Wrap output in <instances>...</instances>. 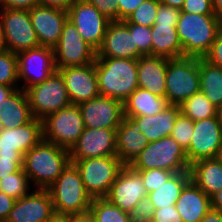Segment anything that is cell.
<instances>
[{
  "label": "cell",
  "mask_w": 222,
  "mask_h": 222,
  "mask_svg": "<svg viewBox=\"0 0 222 222\" xmlns=\"http://www.w3.org/2000/svg\"><path fill=\"white\" fill-rule=\"evenodd\" d=\"M70 163L69 150L42 139L23 156V169L36 189L49 188Z\"/></svg>",
  "instance_id": "1"
},
{
  "label": "cell",
  "mask_w": 222,
  "mask_h": 222,
  "mask_svg": "<svg viewBox=\"0 0 222 222\" xmlns=\"http://www.w3.org/2000/svg\"><path fill=\"white\" fill-rule=\"evenodd\" d=\"M94 64L100 95L123 103L138 88L136 59L96 58Z\"/></svg>",
  "instance_id": "2"
},
{
  "label": "cell",
  "mask_w": 222,
  "mask_h": 222,
  "mask_svg": "<svg viewBox=\"0 0 222 222\" xmlns=\"http://www.w3.org/2000/svg\"><path fill=\"white\" fill-rule=\"evenodd\" d=\"M47 190L56 216L77 215L90 210L92 197L87 193L77 167L71 162Z\"/></svg>",
  "instance_id": "3"
},
{
  "label": "cell",
  "mask_w": 222,
  "mask_h": 222,
  "mask_svg": "<svg viewBox=\"0 0 222 222\" xmlns=\"http://www.w3.org/2000/svg\"><path fill=\"white\" fill-rule=\"evenodd\" d=\"M176 29L183 57L203 58L219 32L218 16L181 12Z\"/></svg>",
  "instance_id": "4"
},
{
  "label": "cell",
  "mask_w": 222,
  "mask_h": 222,
  "mask_svg": "<svg viewBox=\"0 0 222 222\" xmlns=\"http://www.w3.org/2000/svg\"><path fill=\"white\" fill-rule=\"evenodd\" d=\"M129 166L134 170L157 168L174 173L190 171L185 149L171 136L150 142Z\"/></svg>",
  "instance_id": "5"
},
{
  "label": "cell",
  "mask_w": 222,
  "mask_h": 222,
  "mask_svg": "<svg viewBox=\"0 0 222 222\" xmlns=\"http://www.w3.org/2000/svg\"><path fill=\"white\" fill-rule=\"evenodd\" d=\"M165 98L169 105H180L200 91L199 58L169 59L166 69Z\"/></svg>",
  "instance_id": "6"
},
{
  "label": "cell",
  "mask_w": 222,
  "mask_h": 222,
  "mask_svg": "<svg viewBox=\"0 0 222 222\" xmlns=\"http://www.w3.org/2000/svg\"><path fill=\"white\" fill-rule=\"evenodd\" d=\"M70 162L77 167L85 189L92 199L105 198L125 166L117 155L70 160Z\"/></svg>",
  "instance_id": "7"
},
{
  "label": "cell",
  "mask_w": 222,
  "mask_h": 222,
  "mask_svg": "<svg viewBox=\"0 0 222 222\" xmlns=\"http://www.w3.org/2000/svg\"><path fill=\"white\" fill-rule=\"evenodd\" d=\"M85 129L78 105L53 112L42 120L43 139L70 150Z\"/></svg>",
  "instance_id": "8"
},
{
  "label": "cell",
  "mask_w": 222,
  "mask_h": 222,
  "mask_svg": "<svg viewBox=\"0 0 222 222\" xmlns=\"http://www.w3.org/2000/svg\"><path fill=\"white\" fill-rule=\"evenodd\" d=\"M26 93L33 117L40 120L71 104L64 78L58 70L42 83L29 87Z\"/></svg>",
  "instance_id": "9"
},
{
  "label": "cell",
  "mask_w": 222,
  "mask_h": 222,
  "mask_svg": "<svg viewBox=\"0 0 222 222\" xmlns=\"http://www.w3.org/2000/svg\"><path fill=\"white\" fill-rule=\"evenodd\" d=\"M0 12L7 50L18 54L40 46L29 10L0 8Z\"/></svg>",
  "instance_id": "10"
},
{
  "label": "cell",
  "mask_w": 222,
  "mask_h": 222,
  "mask_svg": "<svg viewBox=\"0 0 222 222\" xmlns=\"http://www.w3.org/2000/svg\"><path fill=\"white\" fill-rule=\"evenodd\" d=\"M53 49L57 69L92 64L97 57V51L81 37L77 27L69 19Z\"/></svg>",
  "instance_id": "11"
},
{
  "label": "cell",
  "mask_w": 222,
  "mask_h": 222,
  "mask_svg": "<svg viewBox=\"0 0 222 222\" xmlns=\"http://www.w3.org/2000/svg\"><path fill=\"white\" fill-rule=\"evenodd\" d=\"M188 162L221 157L222 126L218 115L194 122L191 143L185 150Z\"/></svg>",
  "instance_id": "12"
},
{
  "label": "cell",
  "mask_w": 222,
  "mask_h": 222,
  "mask_svg": "<svg viewBox=\"0 0 222 222\" xmlns=\"http://www.w3.org/2000/svg\"><path fill=\"white\" fill-rule=\"evenodd\" d=\"M19 82L22 79L24 85L20 89L27 90L29 87L42 83L56 70L54 49L38 46L17 54Z\"/></svg>",
  "instance_id": "13"
},
{
  "label": "cell",
  "mask_w": 222,
  "mask_h": 222,
  "mask_svg": "<svg viewBox=\"0 0 222 222\" xmlns=\"http://www.w3.org/2000/svg\"><path fill=\"white\" fill-rule=\"evenodd\" d=\"M67 12L68 19L77 27L81 37L97 51L110 20L86 0H75Z\"/></svg>",
  "instance_id": "14"
},
{
  "label": "cell",
  "mask_w": 222,
  "mask_h": 222,
  "mask_svg": "<svg viewBox=\"0 0 222 222\" xmlns=\"http://www.w3.org/2000/svg\"><path fill=\"white\" fill-rule=\"evenodd\" d=\"M78 106L85 128L117 129L123 120V103L117 99L98 95Z\"/></svg>",
  "instance_id": "15"
},
{
  "label": "cell",
  "mask_w": 222,
  "mask_h": 222,
  "mask_svg": "<svg viewBox=\"0 0 222 222\" xmlns=\"http://www.w3.org/2000/svg\"><path fill=\"white\" fill-rule=\"evenodd\" d=\"M145 197H148V192L141 174L129 165H125L105 198L122 211L129 213Z\"/></svg>",
  "instance_id": "16"
},
{
  "label": "cell",
  "mask_w": 222,
  "mask_h": 222,
  "mask_svg": "<svg viewBox=\"0 0 222 222\" xmlns=\"http://www.w3.org/2000/svg\"><path fill=\"white\" fill-rule=\"evenodd\" d=\"M117 129L85 128L69 150L70 160L117 155Z\"/></svg>",
  "instance_id": "17"
},
{
  "label": "cell",
  "mask_w": 222,
  "mask_h": 222,
  "mask_svg": "<svg viewBox=\"0 0 222 222\" xmlns=\"http://www.w3.org/2000/svg\"><path fill=\"white\" fill-rule=\"evenodd\" d=\"M33 190L15 200L6 222H50L56 216L49 191Z\"/></svg>",
  "instance_id": "18"
},
{
  "label": "cell",
  "mask_w": 222,
  "mask_h": 222,
  "mask_svg": "<svg viewBox=\"0 0 222 222\" xmlns=\"http://www.w3.org/2000/svg\"><path fill=\"white\" fill-rule=\"evenodd\" d=\"M57 70L64 78L71 104L79 105L100 95L94 63Z\"/></svg>",
  "instance_id": "19"
},
{
  "label": "cell",
  "mask_w": 222,
  "mask_h": 222,
  "mask_svg": "<svg viewBox=\"0 0 222 222\" xmlns=\"http://www.w3.org/2000/svg\"><path fill=\"white\" fill-rule=\"evenodd\" d=\"M43 139L42 120L33 118L25 125L0 129V155L24 156Z\"/></svg>",
  "instance_id": "20"
},
{
  "label": "cell",
  "mask_w": 222,
  "mask_h": 222,
  "mask_svg": "<svg viewBox=\"0 0 222 222\" xmlns=\"http://www.w3.org/2000/svg\"><path fill=\"white\" fill-rule=\"evenodd\" d=\"M38 42L41 46L54 48L60 39L68 12L62 9L34 6L29 10Z\"/></svg>",
  "instance_id": "21"
},
{
  "label": "cell",
  "mask_w": 222,
  "mask_h": 222,
  "mask_svg": "<svg viewBox=\"0 0 222 222\" xmlns=\"http://www.w3.org/2000/svg\"><path fill=\"white\" fill-rule=\"evenodd\" d=\"M143 54L134 46L133 34L122 21L108 23L102 45L97 50L96 58L138 59Z\"/></svg>",
  "instance_id": "22"
},
{
  "label": "cell",
  "mask_w": 222,
  "mask_h": 222,
  "mask_svg": "<svg viewBox=\"0 0 222 222\" xmlns=\"http://www.w3.org/2000/svg\"><path fill=\"white\" fill-rule=\"evenodd\" d=\"M168 58L143 55L137 59L138 88L165 97Z\"/></svg>",
  "instance_id": "23"
},
{
  "label": "cell",
  "mask_w": 222,
  "mask_h": 222,
  "mask_svg": "<svg viewBox=\"0 0 222 222\" xmlns=\"http://www.w3.org/2000/svg\"><path fill=\"white\" fill-rule=\"evenodd\" d=\"M116 141L117 157L124 165H130L150 143L140 131L138 124L126 115L117 128Z\"/></svg>",
  "instance_id": "24"
},
{
  "label": "cell",
  "mask_w": 222,
  "mask_h": 222,
  "mask_svg": "<svg viewBox=\"0 0 222 222\" xmlns=\"http://www.w3.org/2000/svg\"><path fill=\"white\" fill-rule=\"evenodd\" d=\"M175 207L183 222H200L211 209V200L190 180L182 189Z\"/></svg>",
  "instance_id": "25"
},
{
  "label": "cell",
  "mask_w": 222,
  "mask_h": 222,
  "mask_svg": "<svg viewBox=\"0 0 222 222\" xmlns=\"http://www.w3.org/2000/svg\"><path fill=\"white\" fill-rule=\"evenodd\" d=\"M181 113L180 106L169 105L162 112L153 116H129L139 126L140 131L149 142L157 141L163 137L170 136L175 121Z\"/></svg>",
  "instance_id": "26"
},
{
  "label": "cell",
  "mask_w": 222,
  "mask_h": 222,
  "mask_svg": "<svg viewBox=\"0 0 222 222\" xmlns=\"http://www.w3.org/2000/svg\"><path fill=\"white\" fill-rule=\"evenodd\" d=\"M191 180L209 197L222 190V158L201 159L190 165Z\"/></svg>",
  "instance_id": "27"
},
{
  "label": "cell",
  "mask_w": 222,
  "mask_h": 222,
  "mask_svg": "<svg viewBox=\"0 0 222 222\" xmlns=\"http://www.w3.org/2000/svg\"><path fill=\"white\" fill-rule=\"evenodd\" d=\"M30 103L25 90L16 89L0 107V123L2 128H15L33 119Z\"/></svg>",
  "instance_id": "28"
},
{
  "label": "cell",
  "mask_w": 222,
  "mask_h": 222,
  "mask_svg": "<svg viewBox=\"0 0 222 222\" xmlns=\"http://www.w3.org/2000/svg\"><path fill=\"white\" fill-rule=\"evenodd\" d=\"M177 25H153L151 27V55L168 59L183 57V48L178 38Z\"/></svg>",
  "instance_id": "29"
},
{
  "label": "cell",
  "mask_w": 222,
  "mask_h": 222,
  "mask_svg": "<svg viewBox=\"0 0 222 222\" xmlns=\"http://www.w3.org/2000/svg\"><path fill=\"white\" fill-rule=\"evenodd\" d=\"M169 106L165 97L137 88L124 102L123 114L126 116H153Z\"/></svg>",
  "instance_id": "30"
},
{
  "label": "cell",
  "mask_w": 222,
  "mask_h": 222,
  "mask_svg": "<svg viewBox=\"0 0 222 222\" xmlns=\"http://www.w3.org/2000/svg\"><path fill=\"white\" fill-rule=\"evenodd\" d=\"M191 180L190 171L174 173L158 190L148 193L155 210L175 205L185 185Z\"/></svg>",
  "instance_id": "31"
},
{
  "label": "cell",
  "mask_w": 222,
  "mask_h": 222,
  "mask_svg": "<svg viewBox=\"0 0 222 222\" xmlns=\"http://www.w3.org/2000/svg\"><path fill=\"white\" fill-rule=\"evenodd\" d=\"M200 91L217 108L222 106V68L199 58Z\"/></svg>",
  "instance_id": "32"
},
{
  "label": "cell",
  "mask_w": 222,
  "mask_h": 222,
  "mask_svg": "<svg viewBox=\"0 0 222 222\" xmlns=\"http://www.w3.org/2000/svg\"><path fill=\"white\" fill-rule=\"evenodd\" d=\"M181 113L196 122L217 115L218 108L199 91L179 105Z\"/></svg>",
  "instance_id": "33"
},
{
  "label": "cell",
  "mask_w": 222,
  "mask_h": 222,
  "mask_svg": "<svg viewBox=\"0 0 222 222\" xmlns=\"http://www.w3.org/2000/svg\"><path fill=\"white\" fill-rule=\"evenodd\" d=\"M89 211L96 222H131L129 213L122 211L106 198L92 199Z\"/></svg>",
  "instance_id": "34"
},
{
  "label": "cell",
  "mask_w": 222,
  "mask_h": 222,
  "mask_svg": "<svg viewBox=\"0 0 222 222\" xmlns=\"http://www.w3.org/2000/svg\"><path fill=\"white\" fill-rule=\"evenodd\" d=\"M30 184L28 175L21 168L18 172L0 179V191L17 200L30 193Z\"/></svg>",
  "instance_id": "35"
},
{
  "label": "cell",
  "mask_w": 222,
  "mask_h": 222,
  "mask_svg": "<svg viewBox=\"0 0 222 222\" xmlns=\"http://www.w3.org/2000/svg\"><path fill=\"white\" fill-rule=\"evenodd\" d=\"M18 81L17 54L9 50L0 52V85L12 87L16 90L20 88Z\"/></svg>",
  "instance_id": "36"
},
{
  "label": "cell",
  "mask_w": 222,
  "mask_h": 222,
  "mask_svg": "<svg viewBox=\"0 0 222 222\" xmlns=\"http://www.w3.org/2000/svg\"><path fill=\"white\" fill-rule=\"evenodd\" d=\"M160 0L143 1L125 20L124 23H133L152 27L155 23Z\"/></svg>",
  "instance_id": "37"
},
{
  "label": "cell",
  "mask_w": 222,
  "mask_h": 222,
  "mask_svg": "<svg viewBox=\"0 0 222 222\" xmlns=\"http://www.w3.org/2000/svg\"><path fill=\"white\" fill-rule=\"evenodd\" d=\"M193 131L194 121L180 113L170 136L186 150L191 143Z\"/></svg>",
  "instance_id": "38"
},
{
  "label": "cell",
  "mask_w": 222,
  "mask_h": 222,
  "mask_svg": "<svg viewBox=\"0 0 222 222\" xmlns=\"http://www.w3.org/2000/svg\"><path fill=\"white\" fill-rule=\"evenodd\" d=\"M125 24L129 28L130 33L133 34L134 46H137L143 55H151V28L133 23Z\"/></svg>",
  "instance_id": "39"
},
{
  "label": "cell",
  "mask_w": 222,
  "mask_h": 222,
  "mask_svg": "<svg viewBox=\"0 0 222 222\" xmlns=\"http://www.w3.org/2000/svg\"><path fill=\"white\" fill-rule=\"evenodd\" d=\"M141 174L146 191L152 192L158 190L164 182H166L174 172L162 169L136 170Z\"/></svg>",
  "instance_id": "40"
},
{
  "label": "cell",
  "mask_w": 222,
  "mask_h": 222,
  "mask_svg": "<svg viewBox=\"0 0 222 222\" xmlns=\"http://www.w3.org/2000/svg\"><path fill=\"white\" fill-rule=\"evenodd\" d=\"M155 207L148 197L141 199L129 212L131 222H152Z\"/></svg>",
  "instance_id": "41"
},
{
  "label": "cell",
  "mask_w": 222,
  "mask_h": 222,
  "mask_svg": "<svg viewBox=\"0 0 222 222\" xmlns=\"http://www.w3.org/2000/svg\"><path fill=\"white\" fill-rule=\"evenodd\" d=\"M181 10L159 3L154 25H177Z\"/></svg>",
  "instance_id": "42"
},
{
  "label": "cell",
  "mask_w": 222,
  "mask_h": 222,
  "mask_svg": "<svg viewBox=\"0 0 222 222\" xmlns=\"http://www.w3.org/2000/svg\"><path fill=\"white\" fill-rule=\"evenodd\" d=\"M181 12L199 15H216L212 0H185Z\"/></svg>",
  "instance_id": "43"
},
{
  "label": "cell",
  "mask_w": 222,
  "mask_h": 222,
  "mask_svg": "<svg viewBox=\"0 0 222 222\" xmlns=\"http://www.w3.org/2000/svg\"><path fill=\"white\" fill-rule=\"evenodd\" d=\"M21 168H23L22 156L0 155V179L18 172Z\"/></svg>",
  "instance_id": "44"
},
{
  "label": "cell",
  "mask_w": 222,
  "mask_h": 222,
  "mask_svg": "<svg viewBox=\"0 0 222 222\" xmlns=\"http://www.w3.org/2000/svg\"><path fill=\"white\" fill-rule=\"evenodd\" d=\"M110 21H118V0H86Z\"/></svg>",
  "instance_id": "45"
},
{
  "label": "cell",
  "mask_w": 222,
  "mask_h": 222,
  "mask_svg": "<svg viewBox=\"0 0 222 222\" xmlns=\"http://www.w3.org/2000/svg\"><path fill=\"white\" fill-rule=\"evenodd\" d=\"M208 62L222 68V32H218L208 53L203 57Z\"/></svg>",
  "instance_id": "46"
},
{
  "label": "cell",
  "mask_w": 222,
  "mask_h": 222,
  "mask_svg": "<svg viewBox=\"0 0 222 222\" xmlns=\"http://www.w3.org/2000/svg\"><path fill=\"white\" fill-rule=\"evenodd\" d=\"M152 222H183L175 205L155 210Z\"/></svg>",
  "instance_id": "47"
},
{
  "label": "cell",
  "mask_w": 222,
  "mask_h": 222,
  "mask_svg": "<svg viewBox=\"0 0 222 222\" xmlns=\"http://www.w3.org/2000/svg\"><path fill=\"white\" fill-rule=\"evenodd\" d=\"M118 21L125 20L143 1L146 0H118Z\"/></svg>",
  "instance_id": "48"
},
{
  "label": "cell",
  "mask_w": 222,
  "mask_h": 222,
  "mask_svg": "<svg viewBox=\"0 0 222 222\" xmlns=\"http://www.w3.org/2000/svg\"><path fill=\"white\" fill-rule=\"evenodd\" d=\"M39 5V0H0V8L30 10Z\"/></svg>",
  "instance_id": "49"
},
{
  "label": "cell",
  "mask_w": 222,
  "mask_h": 222,
  "mask_svg": "<svg viewBox=\"0 0 222 222\" xmlns=\"http://www.w3.org/2000/svg\"><path fill=\"white\" fill-rule=\"evenodd\" d=\"M15 199L0 191V222H6Z\"/></svg>",
  "instance_id": "50"
},
{
  "label": "cell",
  "mask_w": 222,
  "mask_h": 222,
  "mask_svg": "<svg viewBox=\"0 0 222 222\" xmlns=\"http://www.w3.org/2000/svg\"><path fill=\"white\" fill-rule=\"evenodd\" d=\"M75 0H39V5L67 11Z\"/></svg>",
  "instance_id": "51"
},
{
  "label": "cell",
  "mask_w": 222,
  "mask_h": 222,
  "mask_svg": "<svg viewBox=\"0 0 222 222\" xmlns=\"http://www.w3.org/2000/svg\"><path fill=\"white\" fill-rule=\"evenodd\" d=\"M200 222H222V211L211 208Z\"/></svg>",
  "instance_id": "52"
},
{
  "label": "cell",
  "mask_w": 222,
  "mask_h": 222,
  "mask_svg": "<svg viewBox=\"0 0 222 222\" xmlns=\"http://www.w3.org/2000/svg\"><path fill=\"white\" fill-rule=\"evenodd\" d=\"M70 222H96L91 212H86L77 215H70Z\"/></svg>",
  "instance_id": "53"
},
{
  "label": "cell",
  "mask_w": 222,
  "mask_h": 222,
  "mask_svg": "<svg viewBox=\"0 0 222 222\" xmlns=\"http://www.w3.org/2000/svg\"><path fill=\"white\" fill-rule=\"evenodd\" d=\"M210 200H211V208L222 211V190L212 195L210 197Z\"/></svg>",
  "instance_id": "54"
},
{
  "label": "cell",
  "mask_w": 222,
  "mask_h": 222,
  "mask_svg": "<svg viewBox=\"0 0 222 222\" xmlns=\"http://www.w3.org/2000/svg\"><path fill=\"white\" fill-rule=\"evenodd\" d=\"M15 89L8 86L0 85V107L2 106L3 102L8 98V96L14 91Z\"/></svg>",
  "instance_id": "55"
},
{
  "label": "cell",
  "mask_w": 222,
  "mask_h": 222,
  "mask_svg": "<svg viewBox=\"0 0 222 222\" xmlns=\"http://www.w3.org/2000/svg\"><path fill=\"white\" fill-rule=\"evenodd\" d=\"M184 1L185 0H160L161 3L180 10L183 6Z\"/></svg>",
  "instance_id": "56"
},
{
  "label": "cell",
  "mask_w": 222,
  "mask_h": 222,
  "mask_svg": "<svg viewBox=\"0 0 222 222\" xmlns=\"http://www.w3.org/2000/svg\"><path fill=\"white\" fill-rule=\"evenodd\" d=\"M5 50H7L6 45H5V36L3 32L2 23L0 21V52H3Z\"/></svg>",
  "instance_id": "57"
},
{
  "label": "cell",
  "mask_w": 222,
  "mask_h": 222,
  "mask_svg": "<svg viewBox=\"0 0 222 222\" xmlns=\"http://www.w3.org/2000/svg\"><path fill=\"white\" fill-rule=\"evenodd\" d=\"M212 4L217 16L222 13V0H212Z\"/></svg>",
  "instance_id": "58"
},
{
  "label": "cell",
  "mask_w": 222,
  "mask_h": 222,
  "mask_svg": "<svg viewBox=\"0 0 222 222\" xmlns=\"http://www.w3.org/2000/svg\"><path fill=\"white\" fill-rule=\"evenodd\" d=\"M50 222H70V216H55Z\"/></svg>",
  "instance_id": "59"
},
{
  "label": "cell",
  "mask_w": 222,
  "mask_h": 222,
  "mask_svg": "<svg viewBox=\"0 0 222 222\" xmlns=\"http://www.w3.org/2000/svg\"><path fill=\"white\" fill-rule=\"evenodd\" d=\"M219 31L222 32V13L218 15Z\"/></svg>",
  "instance_id": "60"
},
{
  "label": "cell",
  "mask_w": 222,
  "mask_h": 222,
  "mask_svg": "<svg viewBox=\"0 0 222 222\" xmlns=\"http://www.w3.org/2000/svg\"><path fill=\"white\" fill-rule=\"evenodd\" d=\"M217 115L219 118V122L221 123V126H222V106L218 108Z\"/></svg>",
  "instance_id": "61"
}]
</instances>
